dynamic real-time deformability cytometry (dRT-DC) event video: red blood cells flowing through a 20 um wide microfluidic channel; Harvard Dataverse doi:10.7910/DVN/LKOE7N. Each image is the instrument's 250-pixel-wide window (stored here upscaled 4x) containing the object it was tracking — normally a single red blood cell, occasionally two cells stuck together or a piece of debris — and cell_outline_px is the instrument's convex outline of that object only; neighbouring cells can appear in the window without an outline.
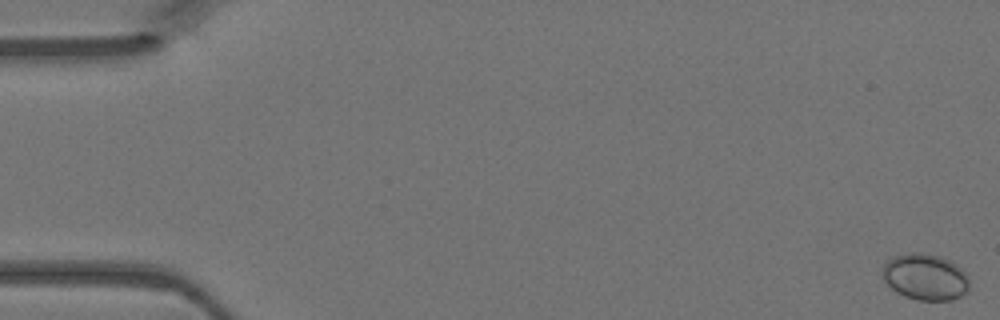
{"species": "Egyptian fruit bat (a non-hibernating species)", "species_latin": "Rousettus aegyptiacus", "temperature_condition": "warm", "stored_images_in_passage": 48, "camera_frame_rate_fps": 3000, "um_per_image_px": 0.085, "animal": {"sex": "female"}, "frame": {"image": 1, "passage_image": 1, "time_ms": 0.0, "image_size_px": [1000, 320], "cell_outline_px": [[968, 292], [952, 300], [916, 300], [904, 296], [896, 292], [880, 276], [880, 268], [888, 260], [896, 256], [912, 252], [920, 252], [936, 256], [948, 260], [956, 264], [968, 276]], "centroid_in_image_um": [78.61, 23.55], "position_along_channel_um": 6.4, "area_um2": 23.52}}
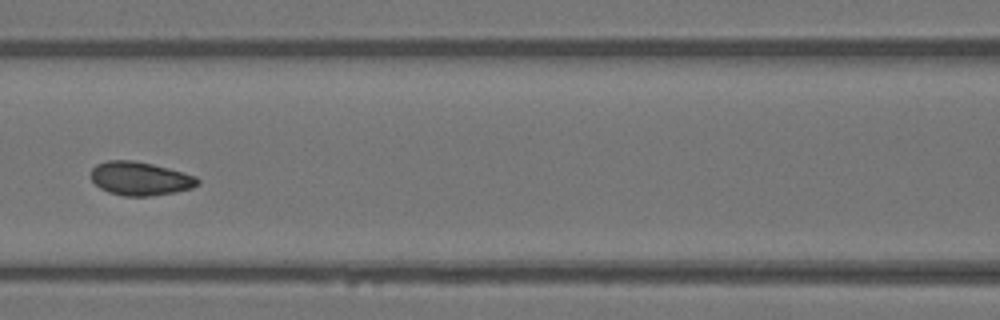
{"frame": {"image": 2, "passage_image": 22, "time_ms": 7.0, "image_size_px": [1000, 320], "cell_outline_px": [[200, 184], [192, 188], [176, 192], [148, 196], [124, 196], [108, 192], [100, 188], [88, 176], [92, 168], [96, 164], [108, 160], [132, 160], [152, 164], [168, 168], [196, 176], [200, 180]], "centroid_in_image_um": [11.89, 15.18], "position_along_channel_um": 154.7, "area_um2": 21.04}}
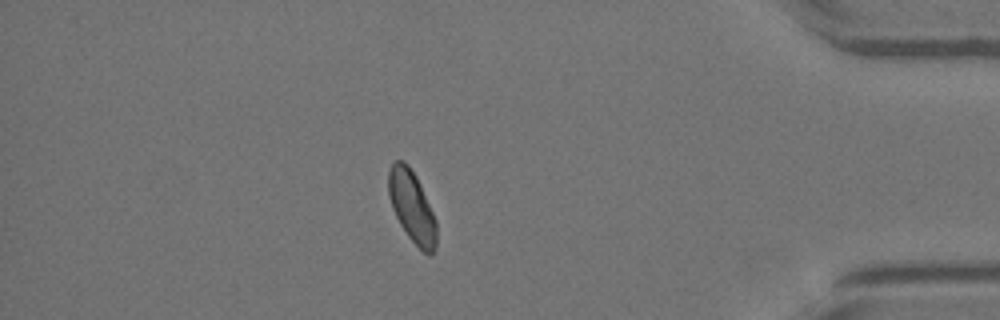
{"frame": {"image": 3, "passage_image": 42, "time_ms": 13.667, "image_size_px": [1000, 320], "cell_outline_px": [[436, 244], [432, 252], [428, 256], [408, 236], [400, 224], [392, 208], [388, 196], [388, 172], [392, 164], [396, 160], [404, 160], [408, 164], [416, 176], [420, 184], [436, 220]], "centroid_in_image_um": [34.99, 17.53], "position_along_channel_um": 400.2, "area_um2": 19.83}}